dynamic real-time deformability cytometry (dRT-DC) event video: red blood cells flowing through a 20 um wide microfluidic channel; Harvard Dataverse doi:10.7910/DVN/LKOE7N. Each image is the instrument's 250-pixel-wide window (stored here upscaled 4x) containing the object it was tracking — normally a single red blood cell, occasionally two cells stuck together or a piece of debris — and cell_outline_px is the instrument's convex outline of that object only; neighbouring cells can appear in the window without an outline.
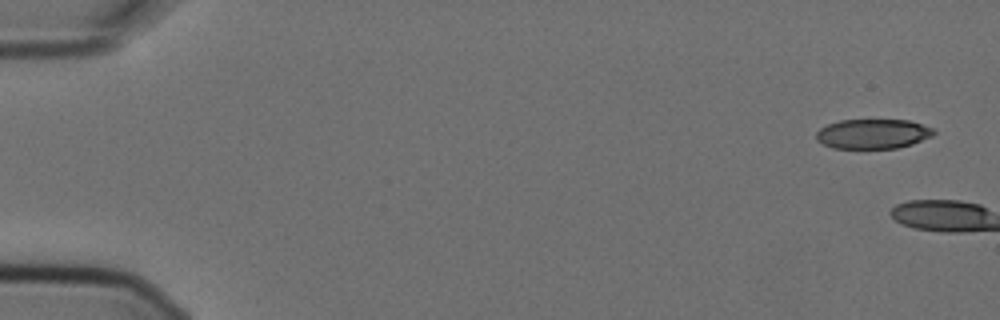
{"species": "Egyptian fruit bat (a non-hibernating species)", "species_latin": "Rousettus aegyptiacus", "temperature_condition": "cold", "stored_images_in_passage": 2, "camera_frame_rate_fps": 3000, "um_per_image_px": 0.085, "animal": {"sex": "female"}, "frame": {"image": 1, "passage_image": 1, "time_ms": 0.0, "image_size_px": [1000, 320], "cell_outline_px": [[936, 132], [932, 136], [912, 144], [896, 148], [832, 148], [816, 140], [816, 132], [820, 128], [828, 124], [840, 120], [908, 120], [932, 128]], "centroid_in_image_um": [74.17, 11.38], "position_along_channel_um": 10.8, "area_um2": 20.23}}